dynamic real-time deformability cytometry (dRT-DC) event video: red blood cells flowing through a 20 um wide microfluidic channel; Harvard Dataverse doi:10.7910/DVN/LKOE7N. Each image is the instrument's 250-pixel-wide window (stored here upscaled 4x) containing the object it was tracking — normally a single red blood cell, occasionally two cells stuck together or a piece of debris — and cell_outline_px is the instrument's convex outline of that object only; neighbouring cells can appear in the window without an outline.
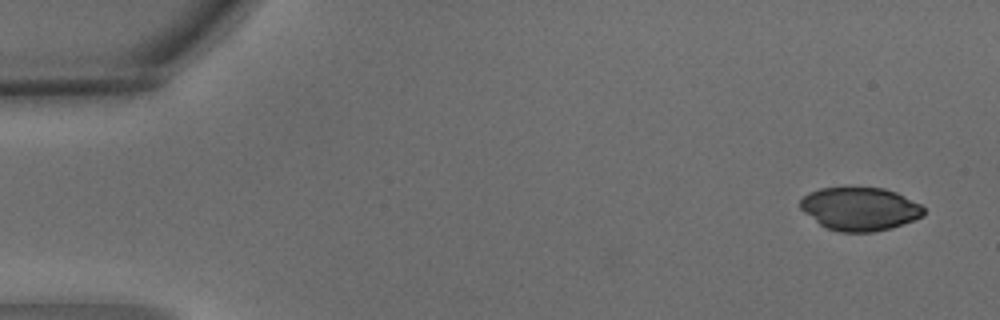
{"species": "common noctule bat (a hibernating species)", "species_latin": "Nyctalus noctula", "temperature_condition": "warm", "stored_images_in_passage": 2, "camera_frame_rate_fps": 3000, "um_per_image_px": 0.085, "animal": {"sex": "male", "body_mass_g": 15.6}, "frame": {"image": 1, "passage_image": 1, "time_ms": 0.0, "image_size_px": [1000, 320], "cell_outline_px": [[924, 216], [892, 228], [872, 232], [840, 232], [828, 228], [820, 224], [804, 212], [800, 208], [800, 200], [808, 192], [820, 188], [884, 188], [896, 192], [920, 204], [924, 208]], "centroid_in_image_um": [73.09, 17.76], "position_along_channel_um": 11.9, "area_um2": 30.98}}